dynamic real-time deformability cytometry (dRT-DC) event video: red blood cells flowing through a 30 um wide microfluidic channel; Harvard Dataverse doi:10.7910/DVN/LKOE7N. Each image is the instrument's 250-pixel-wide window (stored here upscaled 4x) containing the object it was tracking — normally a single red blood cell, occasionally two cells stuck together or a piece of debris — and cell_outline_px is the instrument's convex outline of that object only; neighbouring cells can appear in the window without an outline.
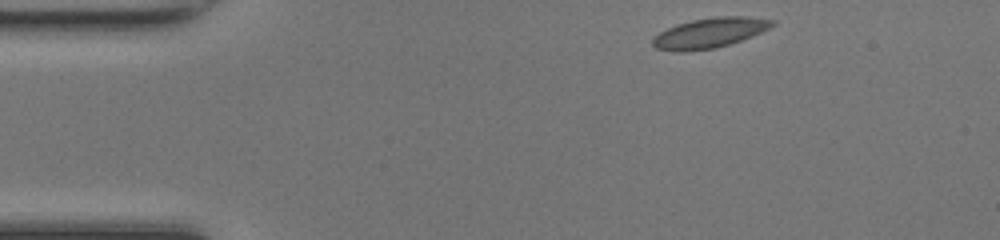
{"species": "common noctule bat (a hibernating species)", "species_latin": "Nyctalus noctula", "temperature_condition": "room temperature", "stored_images_in_passage": 42, "camera_frame_rate_fps": 3000, "um_per_image_px": 0.085, "animal": {"sex": "female", "body_mass_g": 17.0, "forearm_length_mm": 48.0}, "frame": {"image": 1, "passage_image": 1, "time_ms": 0.0, "image_size_px": [1000, 240], "cell_outline_px": [[776, 24], [752, 36], [716, 48], [680, 52], [656, 48], [652, 44], [652, 40], [660, 32], [676, 24], [692, 20], [716, 16], [748, 16], [776, 20]], "centroid_in_image_um": [60.34, 2.78], "position_along_channel_um": 24.7, "area_um2": 20.81}}
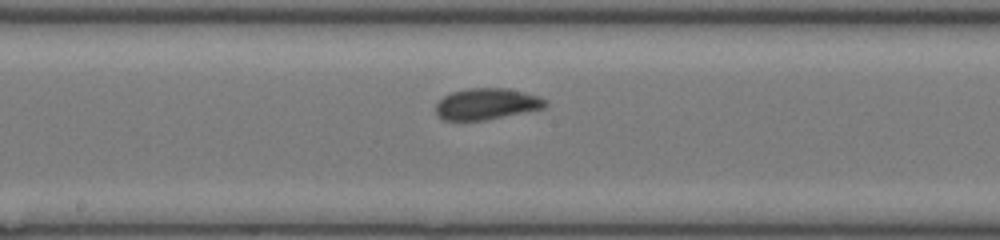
{"frame": {"image": 2, "passage_image": 19, "time_ms": 6.0, "image_size_px": [1000, 240], "cell_outline_px": [[548, 104], [544, 108], [484, 120], [444, 120], [436, 112], [436, 104], [444, 96], [452, 92], [468, 88], [508, 88], [524, 92], [548, 100]], "centroid_in_image_um": [41.38, 8.82], "position_along_channel_um": 206.8, "area_um2": 19.77}}
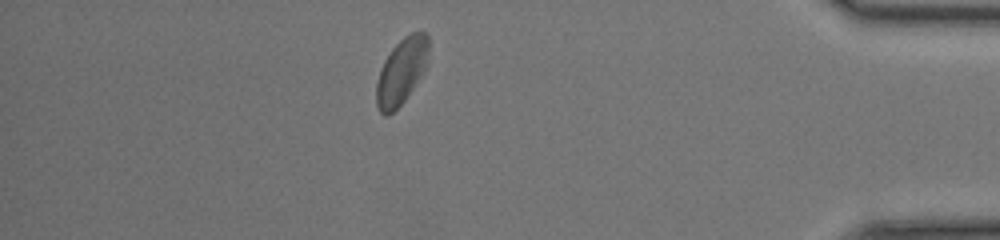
{"frame": {"image": 3, "passage_image": 36, "time_ms": 11.667, "image_size_px": [1000, 240], "cell_outline_px": [[428, 52], [424, 72], [404, 100], [388, 116], [384, 116], [380, 112], [376, 104], [376, 84], [380, 68], [384, 60], [392, 48], [404, 36], [412, 32], [424, 32], [428, 36]], "centroid_in_image_um": [34.1, 6.06], "position_along_channel_um": 401.1, "area_um2": 19.94}, "authors_computed_cell_mechanics": {"area_um2": 19.8254, "velocity_mm_per_s": 4.2299, "shape_relaxation_time_tau1_ms": 3.0084, "shape_relaxation_time_tau2_ms": null, "deformation_change_tau1": 0.0764, "deformation_change_tau2": null}}